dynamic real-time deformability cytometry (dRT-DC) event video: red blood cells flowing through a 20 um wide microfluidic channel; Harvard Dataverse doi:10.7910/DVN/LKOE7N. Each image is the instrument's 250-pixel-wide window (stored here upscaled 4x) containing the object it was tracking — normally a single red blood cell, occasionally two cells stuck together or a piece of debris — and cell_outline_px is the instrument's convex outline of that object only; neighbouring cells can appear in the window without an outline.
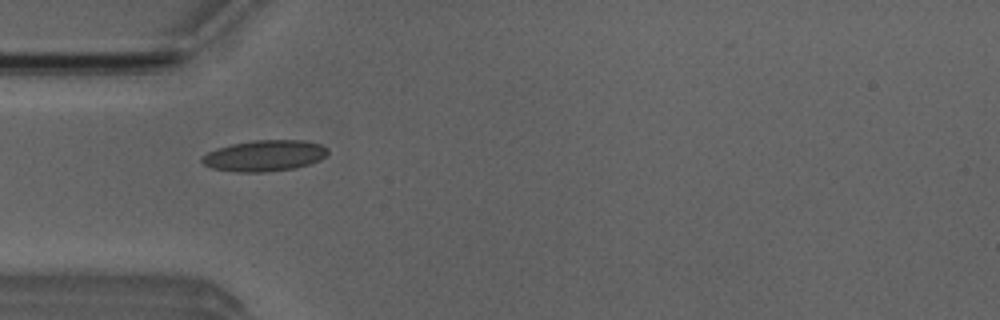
{"species": "Egyptian fruit bat (a non-hibernating species)", "species_latin": "Rousettus aegyptiacus", "temperature_condition": "room temperature", "stored_images_in_passage": 34, "camera_frame_rate_fps": 3000, "um_per_image_px": 0.085, "animal": {"sex": "male"}, "frame": {"image": 1, "passage_image": 1, "time_ms": 0.0, "image_size_px": [1000, 320], "cell_outline_px": [[328, 152], [320, 160], [308, 164], [292, 168], [264, 172], [236, 172], [212, 168], [204, 164], [200, 160], [200, 156], [216, 148], [232, 144], [252, 140], [304, 140], [320, 144], [328, 148]], "centroid_in_image_um": [22.45, 13.22], "position_along_channel_um": 62.6, "area_um2": 22.77}}
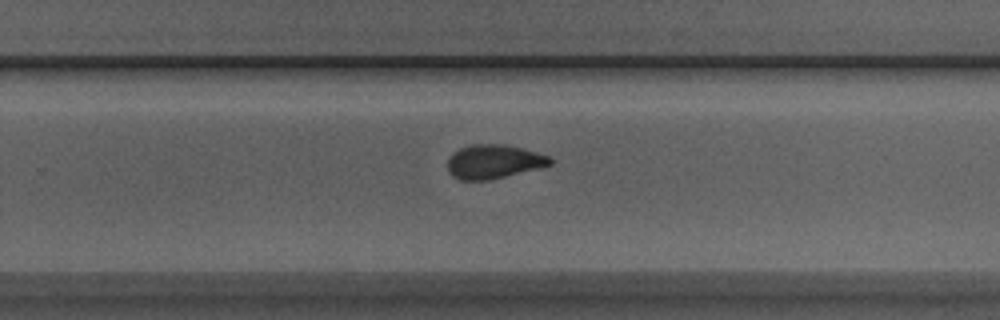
{"frame": {"image": 2, "passage_image": 18, "time_ms": 5.667, "image_size_px": [1000, 320], "cell_outline_px": [[552, 164], [488, 180], [460, 180], [452, 176], [448, 172], [448, 156], [452, 152], [460, 148], [472, 144], [504, 144], [552, 156]], "centroid_in_image_um": [41.92, 13.73], "position_along_channel_um": 287.9, "area_um2": 20.17}}
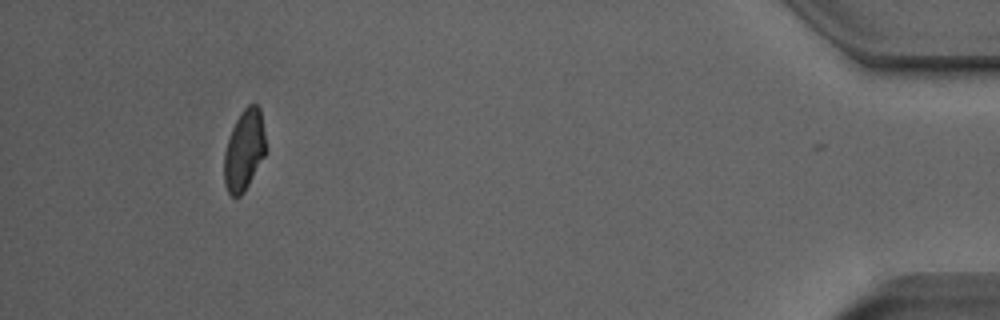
{"frame": {"image": 3, "passage_image": 33, "time_ms": 10.667, "image_size_px": [1000, 320], "cell_outline_px": [[264, 156], [244, 192], [240, 196], [232, 196], [228, 192], [224, 184], [224, 152], [232, 128], [240, 112], [248, 104], [256, 104], [260, 108], [264, 132]], "centroid_in_image_um": [20.73, 12.76], "position_along_channel_um": 414.5, "area_um2": 19.31}, "authors_computed_cell_mechanics": {"area_um2": 20.7502, "velocity_mm_per_s": 3.9897, "shape_relaxation_time_tau1_ms": 6.4495, "shape_relaxation_time_tau2_ms": 1.8141, "deformation_change_tau1": 0.1751, "deformation_change_tau2": 0.0724}}